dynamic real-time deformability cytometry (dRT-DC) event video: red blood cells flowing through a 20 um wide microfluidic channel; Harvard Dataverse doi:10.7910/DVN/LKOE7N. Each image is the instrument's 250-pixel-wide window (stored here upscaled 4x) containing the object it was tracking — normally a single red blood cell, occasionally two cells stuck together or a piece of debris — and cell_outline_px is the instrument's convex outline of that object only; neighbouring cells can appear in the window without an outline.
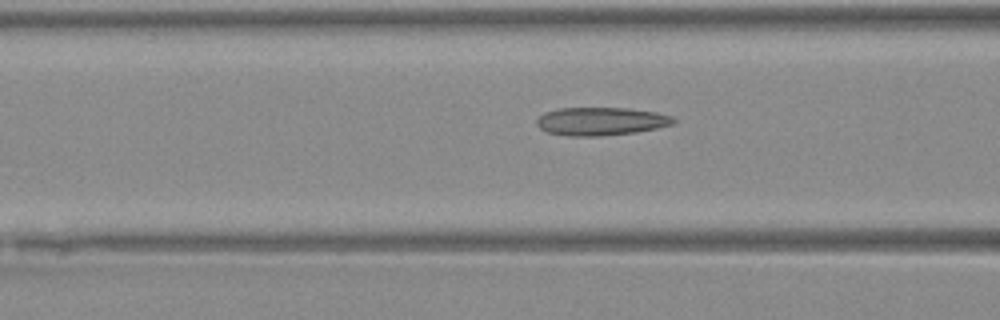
{"species": "Egyptian fruit bat (a non-hibernating species)", "species_latin": "Rousettus aegyptiacus", "temperature_condition": "warm", "stored_images_in_passage": 28, "camera_frame_rate_fps": 3000, "um_per_image_px": 0.085, "animal": {"sex": "female"}, "frame": {"image": 1, "passage_image": 7, "time_ms": 2.0, "image_size_px": [1000, 320], "cell_outline_px": [[676, 120], [672, 124], [656, 128], [636, 132], [600, 136], [568, 136], [548, 132], [540, 128], [536, 124], [536, 120], [544, 112], [560, 108], [628, 108], [656, 112], [672, 116]], "centroid_in_image_um": [51.07, 10.31], "position_along_channel_um": 115.5, "area_um2": 22.37}}
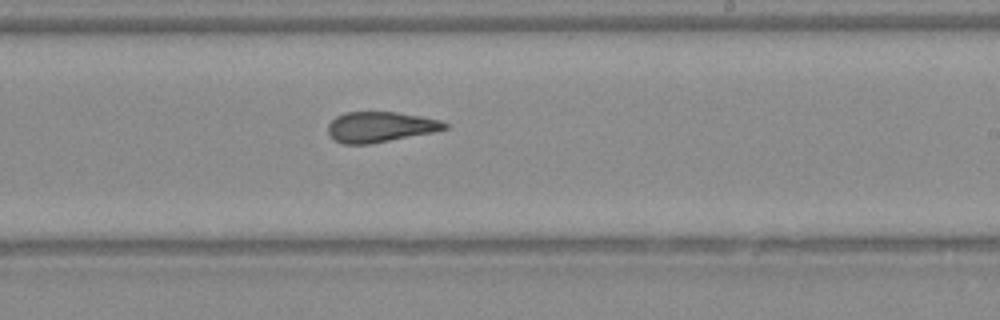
{"frame": {"image": 2, "passage_image": 17, "time_ms": 5.333, "image_size_px": [1000, 320], "cell_outline_px": [[448, 128], [436, 132], [372, 144], [344, 144], [336, 140], [328, 132], [328, 124], [336, 116], [344, 112], [396, 112], [420, 116], [440, 120], [448, 124]], "centroid_in_image_um": [32.35, 10.79], "position_along_channel_um": 256.7, "area_um2": 20.81}}
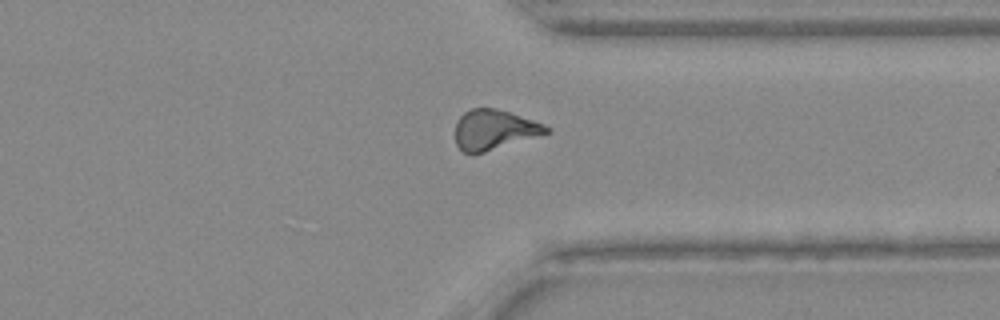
{"frame": {"image": 3, "passage_image": 25, "time_ms": 8.0, "image_size_px": [1000, 320], "cell_outline_px": [[552, 132], [472, 156], [464, 152], [456, 144], [456, 120], [464, 112], [472, 108], [496, 108], [544, 124], [552, 128]], "centroid_in_image_um": [42.0, 11.05], "position_along_channel_um": 369.4, "area_um2": 21.39}}